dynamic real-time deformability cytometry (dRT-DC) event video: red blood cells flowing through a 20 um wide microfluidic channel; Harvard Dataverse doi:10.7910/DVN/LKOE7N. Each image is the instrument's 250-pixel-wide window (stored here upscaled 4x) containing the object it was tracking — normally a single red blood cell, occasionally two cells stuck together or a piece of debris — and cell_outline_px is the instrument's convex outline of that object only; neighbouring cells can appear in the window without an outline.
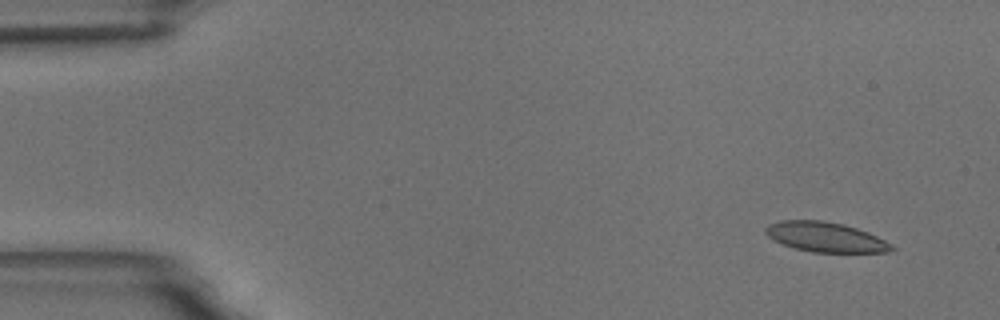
{"species": "common noctule bat (a hibernating species)", "species_latin": "Nyctalus noctula", "temperature_condition": "room temperature", "stored_images_in_passage": 7, "camera_frame_rate_fps": 3000, "um_per_image_px": 0.085, "animal": {"sex": "male", "body_mass_g": 18.8}, "frame": {"image": 1, "passage_image": 1, "time_ms": 0.0, "image_size_px": [1000, 320], "cell_outline_px": [[896, 248], [888, 252], [812, 252], [796, 248], [784, 244], [768, 236], [764, 232], [764, 228], [768, 224], [780, 220], [824, 220], [844, 224], [868, 232], [892, 244]], "centroid_in_image_um": [70.17, 20.13], "position_along_channel_um": 14.8, "area_um2": 21.85}}
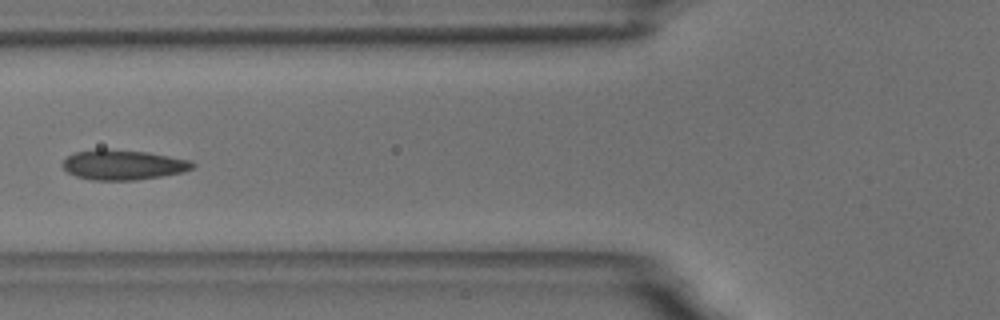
{"frame": {"image": 2, "passage_image": 6, "time_ms": 6.0, "image_size_px": [1000, 320], "cell_outline_px": [[196, 164], [192, 168], [184, 172], [136, 180], [92, 180], [76, 176], [68, 172], [60, 164], [68, 156], [76, 152], [96, 148], [104, 148], [148, 152], [192, 160]], "centroid_in_image_um": [10.47, 14.0], "position_along_channel_um": 115.3, "area_um2": 22.89}}
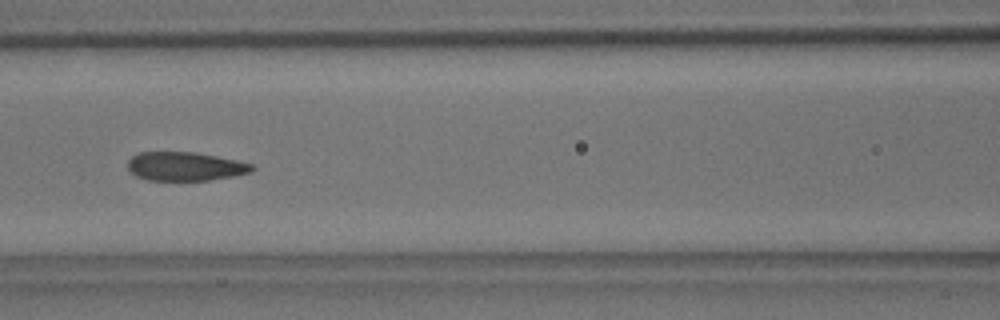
{"frame": {"image": 3, "passage_image": 7, "time_ms": 7.0, "image_size_px": [1000, 320], "cell_outline_px": [[256, 168], [252, 172], [236, 176], [208, 180], [148, 180], [136, 176], [128, 168], [128, 160], [132, 156], [140, 152], [196, 152], [256, 164]], "centroid_in_image_um": [15.8, 14.14], "position_along_channel_um": 150.8, "area_um2": 20.98}}